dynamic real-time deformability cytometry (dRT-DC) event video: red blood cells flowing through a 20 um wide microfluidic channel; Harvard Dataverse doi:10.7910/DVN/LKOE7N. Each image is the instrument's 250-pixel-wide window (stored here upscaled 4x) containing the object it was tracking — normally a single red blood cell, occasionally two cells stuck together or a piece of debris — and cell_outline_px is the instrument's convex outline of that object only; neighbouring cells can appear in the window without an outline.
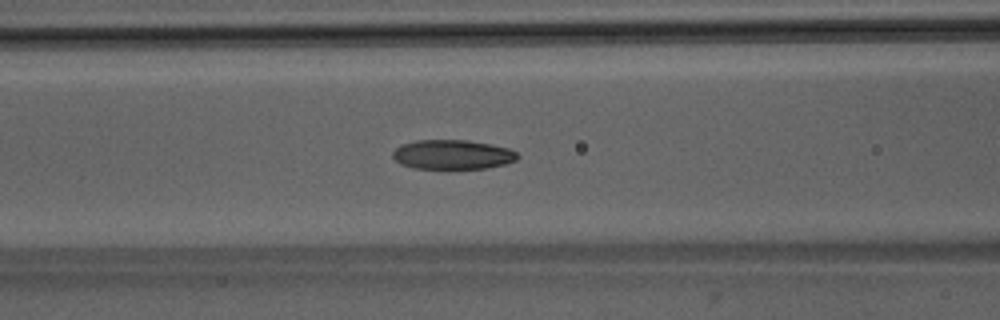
{"species": "Egyptian fruit bat (a non-hibernating species)", "species_latin": "Rousettus aegyptiacus", "temperature_condition": "room temperature", "stored_images_in_passage": 51, "camera_frame_rate_fps": 3000, "um_per_image_px": 0.085, "animal": {"sex": "male"}, "frame": {"image": 1, "passage_image": 21, "time_ms": 6.667, "image_size_px": [1000, 320], "cell_outline_px": [[520, 156], [516, 160], [504, 164], [488, 168], [412, 168], [400, 164], [392, 156], [392, 152], [396, 148], [404, 144], [416, 140], [468, 140], [492, 144], [508, 148], [516, 152]], "centroid_in_image_um": [38.47, 13.13], "position_along_channel_um": 128.1, "area_um2": 21.39}}
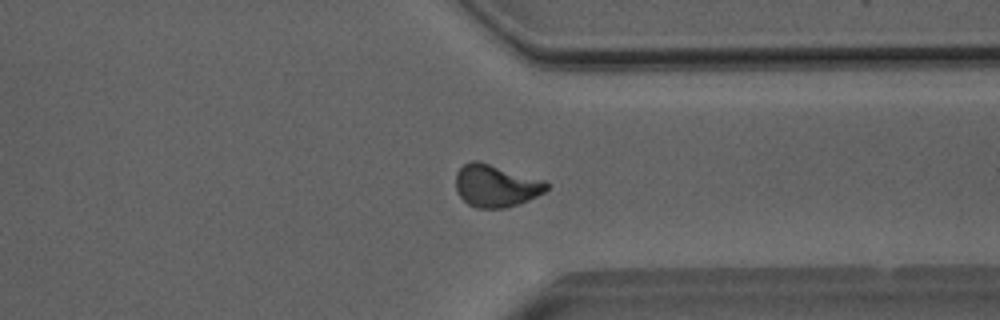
{"frame": {"image": 2, "passage_image": 39, "time_ms": 12.667, "image_size_px": [1000, 320], "cell_outline_px": [[548, 188], [544, 192], [528, 200], [504, 208], [476, 208], [468, 204], [456, 192], [456, 172], [464, 164], [472, 160], [480, 160], [544, 180], [548, 184]], "centroid_in_image_um": [42.12, 15.77], "position_along_channel_um": 369.3, "area_um2": 22.48}}
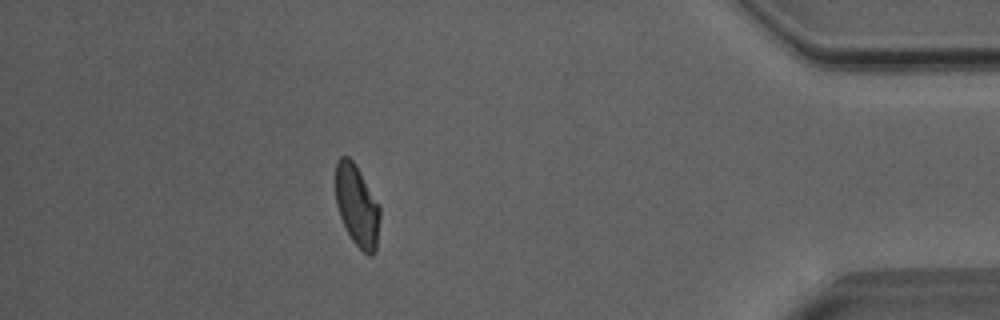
{"frame": {"image": 3, "passage_image": 45, "time_ms": 14.667, "image_size_px": [1000, 320], "cell_outline_px": [[380, 216], [376, 252], [372, 256], [368, 256], [352, 240], [340, 216], [336, 204], [336, 160], [340, 156], [348, 156], [356, 164], [380, 204]], "centroid_in_image_um": [30.37, 17.46], "position_along_channel_um": 404.8, "area_um2": 21.27}, "authors_computed_cell_mechanics": {"area_um2": 21.964, "velocity_mm_per_s": 4.0288, "shape_relaxation_time_tau1_ms": 5.2661, "shape_relaxation_time_tau2_ms": 1.8262, "deformation_change_tau1": 0.1482, "deformation_change_tau2": 0.0757}}